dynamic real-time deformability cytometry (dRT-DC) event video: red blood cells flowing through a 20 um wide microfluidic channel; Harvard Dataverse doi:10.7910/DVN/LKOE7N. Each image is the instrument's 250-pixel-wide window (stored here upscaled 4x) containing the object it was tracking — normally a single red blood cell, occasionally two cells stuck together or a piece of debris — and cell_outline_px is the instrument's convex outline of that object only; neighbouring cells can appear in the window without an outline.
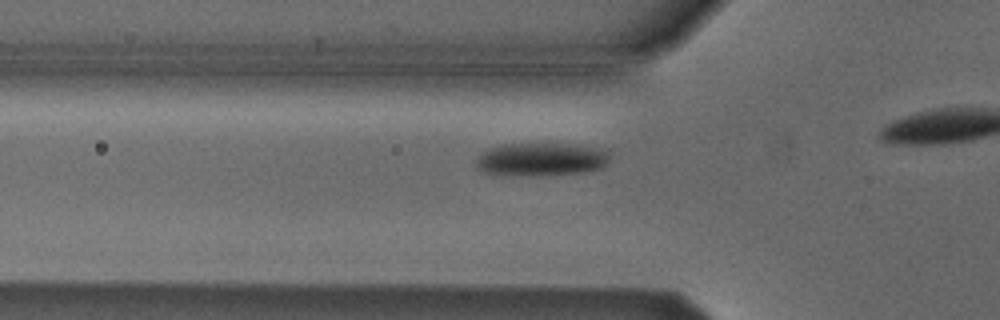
{"species": "Egyptian fruit bat (a non-hibernating species)", "species_latin": "Rousettus aegyptiacus", "temperature_condition": "cold", "stored_images_in_passage": 19, "camera_frame_rate_fps": 3000, "um_per_image_px": 0.085, "animal": {"sex": "male"}, "frame": {"image": 1, "passage_image": 14, "time_ms": 4.333, "image_size_px": [1000, 320], "cell_outline_px": [[608, 160], [600, 168], [584, 172], [540, 176], [504, 176], [484, 172], [476, 168], [476, 160], [484, 152], [500, 144], [572, 144], [608, 152]], "centroid_in_image_um": [45.91, 13.58], "position_along_channel_um": 79.9, "area_um2": 25.66}}